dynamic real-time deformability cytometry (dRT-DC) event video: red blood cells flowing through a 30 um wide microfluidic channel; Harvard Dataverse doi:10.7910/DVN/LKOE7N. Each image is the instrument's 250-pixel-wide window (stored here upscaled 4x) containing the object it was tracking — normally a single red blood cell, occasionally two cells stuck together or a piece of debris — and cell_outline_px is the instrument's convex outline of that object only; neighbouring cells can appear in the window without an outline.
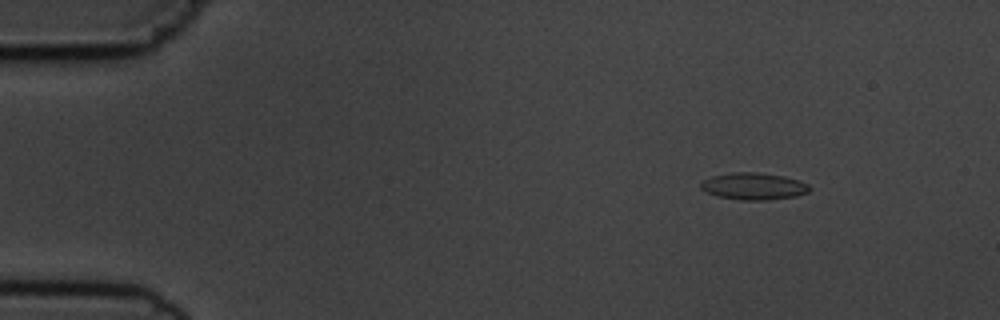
{"species": "common noctule bat (a hibernating species)", "species_latin": "Nyctalus noctula", "temperature_condition": "cold", "stored_images_in_passage": 3, "camera_frame_rate_fps": 3000, "um_per_image_px": 0.085, "animal": {"sex": "male", "body_mass_g": 19.5, "forearm_length_mm": 54.6}, "frame": {"image": 1, "passage_image": 1, "time_ms": 0.0, "image_size_px": [1000, 320], "cell_outline_px": [[812, 188], [808, 192], [796, 196], [768, 200], [740, 200], [716, 196], [700, 188], [700, 184], [704, 180], [712, 176], [732, 172], [756, 172], [784, 176], [800, 180], [808, 184]], "centroid_in_image_um": [64.09, 15.83], "position_along_channel_um": 20.9, "area_um2": 17.17}}
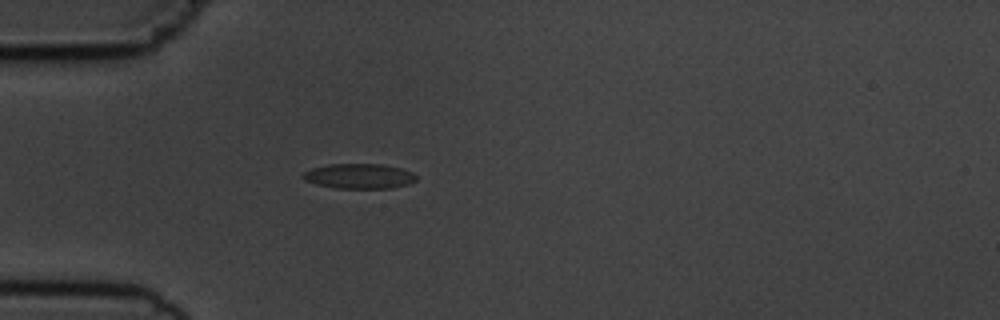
{"frame": {"image": 2, "passage_image": 3, "time_ms": 3.0, "image_size_px": [1000, 320], "cell_outline_px": [[416, 180], [408, 184], [392, 188], [336, 188], [316, 184], [304, 180], [304, 172], [312, 168], [328, 164], [384, 164], [400, 168], [412, 172], [416, 176]], "centroid_in_image_um": [30.54, 14.97], "position_along_channel_um": 54.5, "area_um2": 16.42}}